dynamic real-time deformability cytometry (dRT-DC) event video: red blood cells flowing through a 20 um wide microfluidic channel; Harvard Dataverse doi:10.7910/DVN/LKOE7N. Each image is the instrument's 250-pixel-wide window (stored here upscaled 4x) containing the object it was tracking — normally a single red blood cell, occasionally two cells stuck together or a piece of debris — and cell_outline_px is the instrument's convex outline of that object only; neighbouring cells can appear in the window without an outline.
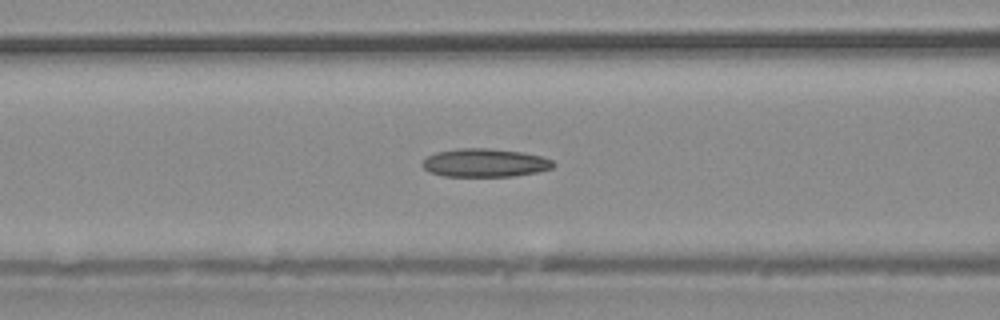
{"species": "common noctule bat (a hibernating species)", "species_latin": "Nyctalus noctula", "temperature_condition": "warm", "stored_images_in_passage": 39, "camera_frame_rate_fps": 3000, "um_per_image_px": 0.085, "animal": {"sex": "male", "body_mass_g": 20.4}, "frame": {"image": 1, "passage_image": 16, "time_ms": 5.0, "image_size_px": [1000, 320], "cell_outline_px": [[556, 164], [552, 168], [536, 172], [512, 176], [444, 176], [428, 172], [420, 164], [428, 156], [436, 152], [456, 148], [492, 148], [524, 152], [540, 156], [552, 160]], "centroid_in_image_um": [41.2, 13.83], "position_along_channel_um": 125.4, "area_um2": 21.73}}
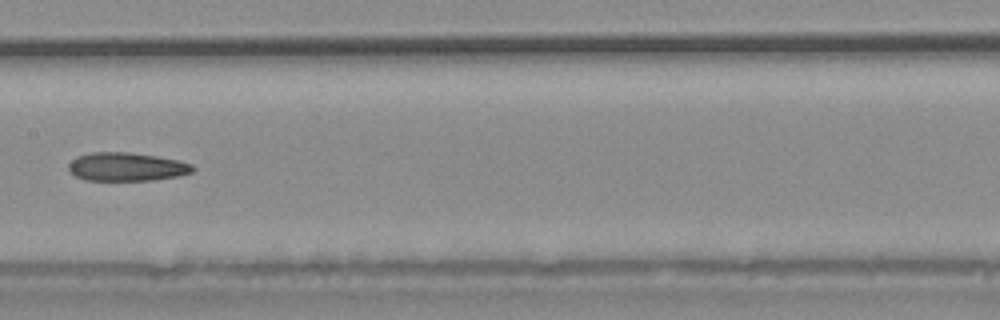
{"frame": {"image": 2, "passage_image": 20, "time_ms": 6.333, "image_size_px": [1000, 320], "cell_outline_px": [[196, 168], [192, 172], [176, 176], [152, 180], [84, 180], [76, 176], [68, 168], [68, 164], [76, 156], [92, 152], [128, 152], [156, 156], [176, 160], [192, 164]], "centroid_in_image_um": [10.74, 14.17], "position_along_channel_um": 196.7, "area_um2": 20.46}}
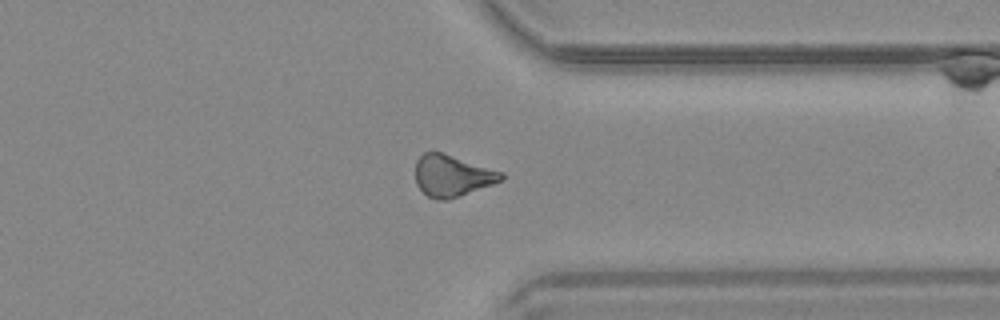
{"frame": {"image": 3, "passage_image": 30, "time_ms": 9.667, "image_size_px": [1000, 320], "cell_outline_px": [[504, 180], [460, 196], [448, 200], [436, 200], [428, 196], [416, 184], [416, 160], [424, 152], [440, 152], [504, 172]], "centroid_in_image_um": [38.44, 14.95], "position_along_channel_um": 373.0, "area_um2": 20.69}}